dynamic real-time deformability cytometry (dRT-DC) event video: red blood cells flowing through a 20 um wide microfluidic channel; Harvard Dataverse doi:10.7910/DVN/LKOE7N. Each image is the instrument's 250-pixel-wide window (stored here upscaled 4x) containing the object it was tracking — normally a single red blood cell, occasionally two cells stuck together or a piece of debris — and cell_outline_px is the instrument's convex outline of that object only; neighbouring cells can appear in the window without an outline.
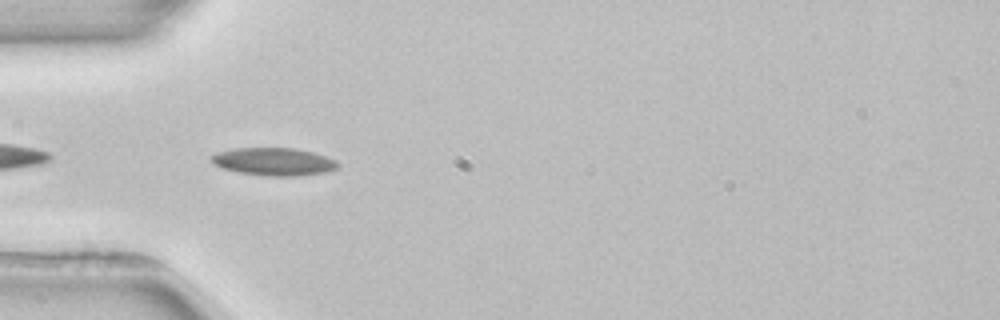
{"species": "common noctule bat (a hibernating species)", "species_latin": "Nyctalus noctula", "temperature_condition": "room temperature", "stored_images_in_passage": 3, "camera_frame_rate_fps": 3000, "um_per_image_px": 0.085, "animal": {"sex": "female", "body_mass_g": 22.7, "forearm_length_mm": 54.2}, "frame": {"image": 1, "passage_image": 3, "time_ms": 3.0, "image_size_px": [1000, 320], "cell_outline_px": [[340, 164], [336, 168], [328, 172], [296, 176], [264, 176], [240, 172], [224, 168], [216, 164], [212, 160], [212, 156], [216, 152], [236, 148], [296, 148], [312, 152], [336, 160]], "centroid_in_image_um": [23.32, 13.74], "position_along_channel_um": 61.7, "area_um2": 20.29}}